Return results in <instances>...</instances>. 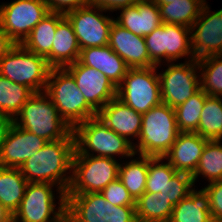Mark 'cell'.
<instances>
[{
	"label": "cell",
	"mask_w": 222,
	"mask_h": 222,
	"mask_svg": "<svg viewBox=\"0 0 222 222\" xmlns=\"http://www.w3.org/2000/svg\"><path fill=\"white\" fill-rule=\"evenodd\" d=\"M74 153L72 131L65 139L48 141L19 169L28 182L51 183L66 193L71 183Z\"/></svg>",
	"instance_id": "obj_1"
},
{
	"label": "cell",
	"mask_w": 222,
	"mask_h": 222,
	"mask_svg": "<svg viewBox=\"0 0 222 222\" xmlns=\"http://www.w3.org/2000/svg\"><path fill=\"white\" fill-rule=\"evenodd\" d=\"M74 155L109 157L121 161L134 154V146L126 138L109 129L97 116L73 128Z\"/></svg>",
	"instance_id": "obj_2"
},
{
	"label": "cell",
	"mask_w": 222,
	"mask_h": 222,
	"mask_svg": "<svg viewBox=\"0 0 222 222\" xmlns=\"http://www.w3.org/2000/svg\"><path fill=\"white\" fill-rule=\"evenodd\" d=\"M15 125L48 141L65 139L73 129L59 115L49 95L35 92L13 119Z\"/></svg>",
	"instance_id": "obj_3"
},
{
	"label": "cell",
	"mask_w": 222,
	"mask_h": 222,
	"mask_svg": "<svg viewBox=\"0 0 222 222\" xmlns=\"http://www.w3.org/2000/svg\"><path fill=\"white\" fill-rule=\"evenodd\" d=\"M13 222H66V193L51 183L29 182Z\"/></svg>",
	"instance_id": "obj_4"
},
{
	"label": "cell",
	"mask_w": 222,
	"mask_h": 222,
	"mask_svg": "<svg viewBox=\"0 0 222 222\" xmlns=\"http://www.w3.org/2000/svg\"><path fill=\"white\" fill-rule=\"evenodd\" d=\"M179 134L175 110L161 103L142 114V126L134 153L151 157H164Z\"/></svg>",
	"instance_id": "obj_5"
},
{
	"label": "cell",
	"mask_w": 222,
	"mask_h": 222,
	"mask_svg": "<svg viewBox=\"0 0 222 222\" xmlns=\"http://www.w3.org/2000/svg\"><path fill=\"white\" fill-rule=\"evenodd\" d=\"M45 92L56 106L59 115L73 129L77 124L97 116L77 88L73 76L65 68H51Z\"/></svg>",
	"instance_id": "obj_6"
},
{
	"label": "cell",
	"mask_w": 222,
	"mask_h": 222,
	"mask_svg": "<svg viewBox=\"0 0 222 222\" xmlns=\"http://www.w3.org/2000/svg\"><path fill=\"white\" fill-rule=\"evenodd\" d=\"M66 222H138L135 206H114L100 192L66 194Z\"/></svg>",
	"instance_id": "obj_7"
},
{
	"label": "cell",
	"mask_w": 222,
	"mask_h": 222,
	"mask_svg": "<svg viewBox=\"0 0 222 222\" xmlns=\"http://www.w3.org/2000/svg\"><path fill=\"white\" fill-rule=\"evenodd\" d=\"M51 67L46 58L16 44L0 61V75L30 88L34 93L46 89Z\"/></svg>",
	"instance_id": "obj_8"
},
{
	"label": "cell",
	"mask_w": 222,
	"mask_h": 222,
	"mask_svg": "<svg viewBox=\"0 0 222 222\" xmlns=\"http://www.w3.org/2000/svg\"><path fill=\"white\" fill-rule=\"evenodd\" d=\"M159 67L129 68L117 87V98L137 113L144 114L162 103Z\"/></svg>",
	"instance_id": "obj_9"
},
{
	"label": "cell",
	"mask_w": 222,
	"mask_h": 222,
	"mask_svg": "<svg viewBox=\"0 0 222 222\" xmlns=\"http://www.w3.org/2000/svg\"><path fill=\"white\" fill-rule=\"evenodd\" d=\"M120 162L109 157L74 155L71 183L66 194L101 192L118 178Z\"/></svg>",
	"instance_id": "obj_10"
},
{
	"label": "cell",
	"mask_w": 222,
	"mask_h": 222,
	"mask_svg": "<svg viewBox=\"0 0 222 222\" xmlns=\"http://www.w3.org/2000/svg\"><path fill=\"white\" fill-rule=\"evenodd\" d=\"M150 60L157 66L175 63L179 59H195L191 51L190 28L187 26L162 23L152 33L145 36Z\"/></svg>",
	"instance_id": "obj_11"
},
{
	"label": "cell",
	"mask_w": 222,
	"mask_h": 222,
	"mask_svg": "<svg viewBox=\"0 0 222 222\" xmlns=\"http://www.w3.org/2000/svg\"><path fill=\"white\" fill-rule=\"evenodd\" d=\"M162 66L164 70L161 69L158 72L162 103L174 109L201 88L200 71L196 59L157 65L159 68Z\"/></svg>",
	"instance_id": "obj_12"
},
{
	"label": "cell",
	"mask_w": 222,
	"mask_h": 222,
	"mask_svg": "<svg viewBox=\"0 0 222 222\" xmlns=\"http://www.w3.org/2000/svg\"><path fill=\"white\" fill-rule=\"evenodd\" d=\"M48 13L50 11L44 0L2 2L0 26L16 44H21Z\"/></svg>",
	"instance_id": "obj_13"
},
{
	"label": "cell",
	"mask_w": 222,
	"mask_h": 222,
	"mask_svg": "<svg viewBox=\"0 0 222 222\" xmlns=\"http://www.w3.org/2000/svg\"><path fill=\"white\" fill-rule=\"evenodd\" d=\"M110 14L107 10L89 4L65 15L72 23L80 49L108 45L110 29L115 21V16Z\"/></svg>",
	"instance_id": "obj_14"
},
{
	"label": "cell",
	"mask_w": 222,
	"mask_h": 222,
	"mask_svg": "<svg viewBox=\"0 0 222 222\" xmlns=\"http://www.w3.org/2000/svg\"><path fill=\"white\" fill-rule=\"evenodd\" d=\"M191 51L194 58L222 55V8L211 11L207 1L190 28Z\"/></svg>",
	"instance_id": "obj_15"
},
{
	"label": "cell",
	"mask_w": 222,
	"mask_h": 222,
	"mask_svg": "<svg viewBox=\"0 0 222 222\" xmlns=\"http://www.w3.org/2000/svg\"><path fill=\"white\" fill-rule=\"evenodd\" d=\"M65 69L73 76L77 88L96 112L117 97V87L101 71L83 65L79 60Z\"/></svg>",
	"instance_id": "obj_16"
},
{
	"label": "cell",
	"mask_w": 222,
	"mask_h": 222,
	"mask_svg": "<svg viewBox=\"0 0 222 222\" xmlns=\"http://www.w3.org/2000/svg\"><path fill=\"white\" fill-rule=\"evenodd\" d=\"M46 143L45 139L13 123L0 149V167L20 168Z\"/></svg>",
	"instance_id": "obj_17"
},
{
	"label": "cell",
	"mask_w": 222,
	"mask_h": 222,
	"mask_svg": "<svg viewBox=\"0 0 222 222\" xmlns=\"http://www.w3.org/2000/svg\"><path fill=\"white\" fill-rule=\"evenodd\" d=\"M108 46L125 61L129 68L156 66L150 60L145 38L133 34L115 21L110 29Z\"/></svg>",
	"instance_id": "obj_18"
},
{
	"label": "cell",
	"mask_w": 222,
	"mask_h": 222,
	"mask_svg": "<svg viewBox=\"0 0 222 222\" xmlns=\"http://www.w3.org/2000/svg\"><path fill=\"white\" fill-rule=\"evenodd\" d=\"M97 117L111 130L126 138L133 145L138 141L142 114L115 97L97 112ZM136 141H135V140Z\"/></svg>",
	"instance_id": "obj_19"
},
{
	"label": "cell",
	"mask_w": 222,
	"mask_h": 222,
	"mask_svg": "<svg viewBox=\"0 0 222 222\" xmlns=\"http://www.w3.org/2000/svg\"><path fill=\"white\" fill-rule=\"evenodd\" d=\"M116 12L120 15L114 18L115 22L137 36L145 37L162 24L159 7L153 0H140Z\"/></svg>",
	"instance_id": "obj_20"
},
{
	"label": "cell",
	"mask_w": 222,
	"mask_h": 222,
	"mask_svg": "<svg viewBox=\"0 0 222 222\" xmlns=\"http://www.w3.org/2000/svg\"><path fill=\"white\" fill-rule=\"evenodd\" d=\"M207 142L196 132H179L164 158L177 172L193 175Z\"/></svg>",
	"instance_id": "obj_21"
},
{
	"label": "cell",
	"mask_w": 222,
	"mask_h": 222,
	"mask_svg": "<svg viewBox=\"0 0 222 222\" xmlns=\"http://www.w3.org/2000/svg\"><path fill=\"white\" fill-rule=\"evenodd\" d=\"M79 61L101 71L116 87L121 84L129 69L125 61L108 45L81 49Z\"/></svg>",
	"instance_id": "obj_22"
},
{
	"label": "cell",
	"mask_w": 222,
	"mask_h": 222,
	"mask_svg": "<svg viewBox=\"0 0 222 222\" xmlns=\"http://www.w3.org/2000/svg\"><path fill=\"white\" fill-rule=\"evenodd\" d=\"M80 46L72 23L65 16L56 27L51 48V68H65L80 57Z\"/></svg>",
	"instance_id": "obj_23"
},
{
	"label": "cell",
	"mask_w": 222,
	"mask_h": 222,
	"mask_svg": "<svg viewBox=\"0 0 222 222\" xmlns=\"http://www.w3.org/2000/svg\"><path fill=\"white\" fill-rule=\"evenodd\" d=\"M65 15L55 12L48 13L24 39L21 45L28 51L46 58L51 67V48L57 24Z\"/></svg>",
	"instance_id": "obj_24"
},
{
	"label": "cell",
	"mask_w": 222,
	"mask_h": 222,
	"mask_svg": "<svg viewBox=\"0 0 222 222\" xmlns=\"http://www.w3.org/2000/svg\"><path fill=\"white\" fill-rule=\"evenodd\" d=\"M169 222H214L210 214V202L206 191L193 188L174 206Z\"/></svg>",
	"instance_id": "obj_25"
},
{
	"label": "cell",
	"mask_w": 222,
	"mask_h": 222,
	"mask_svg": "<svg viewBox=\"0 0 222 222\" xmlns=\"http://www.w3.org/2000/svg\"><path fill=\"white\" fill-rule=\"evenodd\" d=\"M125 160L120 162L118 178L136 201L145 192L149 156L134 153Z\"/></svg>",
	"instance_id": "obj_26"
},
{
	"label": "cell",
	"mask_w": 222,
	"mask_h": 222,
	"mask_svg": "<svg viewBox=\"0 0 222 222\" xmlns=\"http://www.w3.org/2000/svg\"><path fill=\"white\" fill-rule=\"evenodd\" d=\"M28 183L19 168L0 167V203L11 214L18 209Z\"/></svg>",
	"instance_id": "obj_27"
},
{
	"label": "cell",
	"mask_w": 222,
	"mask_h": 222,
	"mask_svg": "<svg viewBox=\"0 0 222 222\" xmlns=\"http://www.w3.org/2000/svg\"><path fill=\"white\" fill-rule=\"evenodd\" d=\"M174 206L159 193L144 192L135 201L138 222H169Z\"/></svg>",
	"instance_id": "obj_28"
},
{
	"label": "cell",
	"mask_w": 222,
	"mask_h": 222,
	"mask_svg": "<svg viewBox=\"0 0 222 222\" xmlns=\"http://www.w3.org/2000/svg\"><path fill=\"white\" fill-rule=\"evenodd\" d=\"M206 0H176L169 4H157L162 23L192 27L199 17Z\"/></svg>",
	"instance_id": "obj_29"
},
{
	"label": "cell",
	"mask_w": 222,
	"mask_h": 222,
	"mask_svg": "<svg viewBox=\"0 0 222 222\" xmlns=\"http://www.w3.org/2000/svg\"><path fill=\"white\" fill-rule=\"evenodd\" d=\"M222 140H208L206 143L196 171L192 175L195 184L199 178L207 179L208 183L222 180Z\"/></svg>",
	"instance_id": "obj_30"
},
{
	"label": "cell",
	"mask_w": 222,
	"mask_h": 222,
	"mask_svg": "<svg viewBox=\"0 0 222 222\" xmlns=\"http://www.w3.org/2000/svg\"><path fill=\"white\" fill-rule=\"evenodd\" d=\"M196 133L207 140H222V97L208 96L205 93Z\"/></svg>",
	"instance_id": "obj_31"
},
{
	"label": "cell",
	"mask_w": 222,
	"mask_h": 222,
	"mask_svg": "<svg viewBox=\"0 0 222 222\" xmlns=\"http://www.w3.org/2000/svg\"><path fill=\"white\" fill-rule=\"evenodd\" d=\"M33 94L30 88L0 75V112L14 119Z\"/></svg>",
	"instance_id": "obj_32"
},
{
	"label": "cell",
	"mask_w": 222,
	"mask_h": 222,
	"mask_svg": "<svg viewBox=\"0 0 222 222\" xmlns=\"http://www.w3.org/2000/svg\"><path fill=\"white\" fill-rule=\"evenodd\" d=\"M197 61L201 89L208 96L222 97V55H210Z\"/></svg>",
	"instance_id": "obj_33"
},
{
	"label": "cell",
	"mask_w": 222,
	"mask_h": 222,
	"mask_svg": "<svg viewBox=\"0 0 222 222\" xmlns=\"http://www.w3.org/2000/svg\"><path fill=\"white\" fill-rule=\"evenodd\" d=\"M205 103V92L200 88L184 103L174 108L179 132H196Z\"/></svg>",
	"instance_id": "obj_34"
},
{
	"label": "cell",
	"mask_w": 222,
	"mask_h": 222,
	"mask_svg": "<svg viewBox=\"0 0 222 222\" xmlns=\"http://www.w3.org/2000/svg\"><path fill=\"white\" fill-rule=\"evenodd\" d=\"M177 171L164 157L149 156L145 192L162 193V190Z\"/></svg>",
	"instance_id": "obj_35"
},
{
	"label": "cell",
	"mask_w": 222,
	"mask_h": 222,
	"mask_svg": "<svg viewBox=\"0 0 222 222\" xmlns=\"http://www.w3.org/2000/svg\"><path fill=\"white\" fill-rule=\"evenodd\" d=\"M194 187L192 175L185 172H177L173 178L168 181L162 193L160 192V195L164 196L175 206L184 199Z\"/></svg>",
	"instance_id": "obj_36"
},
{
	"label": "cell",
	"mask_w": 222,
	"mask_h": 222,
	"mask_svg": "<svg viewBox=\"0 0 222 222\" xmlns=\"http://www.w3.org/2000/svg\"><path fill=\"white\" fill-rule=\"evenodd\" d=\"M100 193L114 206H135V200L119 178L109 183Z\"/></svg>",
	"instance_id": "obj_37"
},
{
	"label": "cell",
	"mask_w": 222,
	"mask_h": 222,
	"mask_svg": "<svg viewBox=\"0 0 222 222\" xmlns=\"http://www.w3.org/2000/svg\"><path fill=\"white\" fill-rule=\"evenodd\" d=\"M202 188L208 194L213 221L222 222V180L207 183Z\"/></svg>",
	"instance_id": "obj_38"
},
{
	"label": "cell",
	"mask_w": 222,
	"mask_h": 222,
	"mask_svg": "<svg viewBox=\"0 0 222 222\" xmlns=\"http://www.w3.org/2000/svg\"><path fill=\"white\" fill-rule=\"evenodd\" d=\"M50 12L66 15L68 12L91 4L90 0H44Z\"/></svg>",
	"instance_id": "obj_39"
},
{
	"label": "cell",
	"mask_w": 222,
	"mask_h": 222,
	"mask_svg": "<svg viewBox=\"0 0 222 222\" xmlns=\"http://www.w3.org/2000/svg\"><path fill=\"white\" fill-rule=\"evenodd\" d=\"M140 0H90L91 4L111 13L120 8L136 5Z\"/></svg>",
	"instance_id": "obj_40"
},
{
	"label": "cell",
	"mask_w": 222,
	"mask_h": 222,
	"mask_svg": "<svg viewBox=\"0 0 222 222\" xmlns=\"http://www.w3.org/2000/svg\"><path fill=\"white\" fill-rule=\"evenodd\" d=\"M15 45L16 43L0 26V61Z\"/></svg>",
	"instance_id": "obj_41"
},
{
	"label": "cell",
	"mask_w": 222,
	"mask_h": 222,
	"mask_svg": "<svg viewBox=\"0 0 222 222\" xmlns=\"http://www.w3.org/2000/svg\"><path fill=\"white\" fill-rule=\"evenodd\" d=\"M13 123L12 117L0 112V149Z\"/></svg>",
	"instance_id": "obj_42"
},
{
	"label": "cell",
	"mask_w": 222,
	"mask_h": 222,
	"mask_svg": "<svg viewBox=\"0 0 222 222\" xmlns=\"http://www.w3.org/2000/svg\"><path fill=\"white\" fill-rule=\"evenodd\" d=\"M0 222H13V214H11L1 203H0Z\"/></svg>",
	"instance_id": "obj_43"
},
{
	"label": "cell",
	"mask_w": 222,
	"mask_h": 222,
	"mask_svg": "<svg viewBox=\"0 0 222 222\" xmlns=\"http://www.w3.org/2000/svg\"><path fill=\"white\" fill-rule=\"evenodd\" d=\"M156 4H169L176 0H153Z\"/></svg>",
	"instance_id": "obj_44"
}]
</instances>
